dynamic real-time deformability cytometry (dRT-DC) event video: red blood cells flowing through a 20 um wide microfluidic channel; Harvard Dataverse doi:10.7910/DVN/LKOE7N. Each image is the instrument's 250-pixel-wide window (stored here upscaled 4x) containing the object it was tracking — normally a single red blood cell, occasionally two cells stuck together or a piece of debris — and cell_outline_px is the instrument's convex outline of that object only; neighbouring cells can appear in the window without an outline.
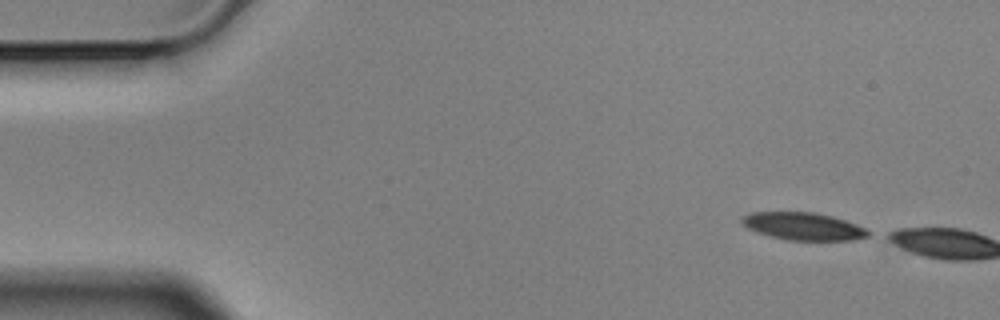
{"species": "Egyptian fruit bat (a non-hibernating species)", "species_latin": "Rousettus aegyptiacus", "temperature_condition": "cold", "stored_images_in_passage": 3, "camera_frame_rate_fps": 3000, "um_per_image_px": 0.085, "animal": {"sex": "male"}, "frame": {"image": 1, "passage_image": 1, "time_ms": 0.0, "image_size_px": [1000, 320], "cell_outline_px": [[868, 236], [852, 240], [788, 240], [756, 232], [748, 228], [740, 220], [744, 216], [752, 212], [816, 212], [832, 216], [868, 228]], "centroid_in_image_um": [68.3, 19.23], "position_along_channel_um": 16.7, "area_um2": 20.11}}